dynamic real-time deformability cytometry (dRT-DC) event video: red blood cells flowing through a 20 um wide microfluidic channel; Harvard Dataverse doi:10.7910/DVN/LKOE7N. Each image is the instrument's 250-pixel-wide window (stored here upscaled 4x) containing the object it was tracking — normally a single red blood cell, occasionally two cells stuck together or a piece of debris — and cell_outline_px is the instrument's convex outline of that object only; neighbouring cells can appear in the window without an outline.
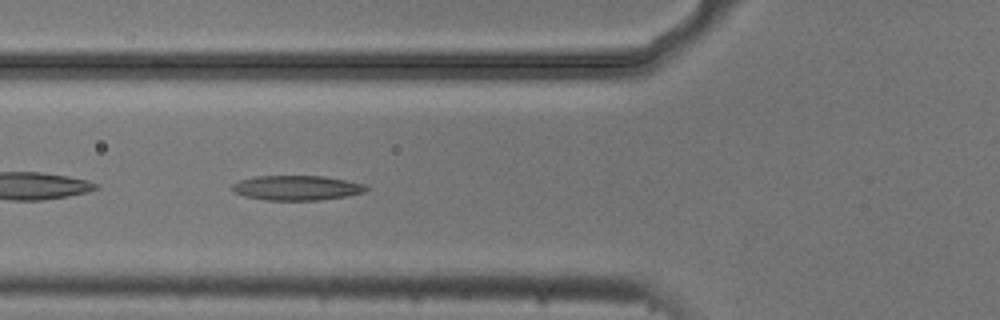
{"species": "common noctule bat (a hibernating species)", "species_latin": "Nyctalus noctula", "temperature_condition": "cold", "stored_images_in_passage": 12, "camera_frame_rate_fps": 3000, "um_per_image_px": 0.085, "animal": {"sex": "male", "body_mass_g": 20.5, "forearm_length_mm": 52.5}, "frame": {"image": 1, "passage_image": 3, "time_ms": 0.667, "image_size_px": [1000, 320], "cell_outline_px": [[368, 188], [364, 192], [348, 196], [320, 200], [264, 200], [244, 196], [236, 192], [232, 188], [232, 184], [240, 180], [256, 176], [324, 176], [364, 184]], "centroid_in_image_um": [25.22, 15.97], "position_along_channel_um": 100.6, "area_um2": 19.25}}
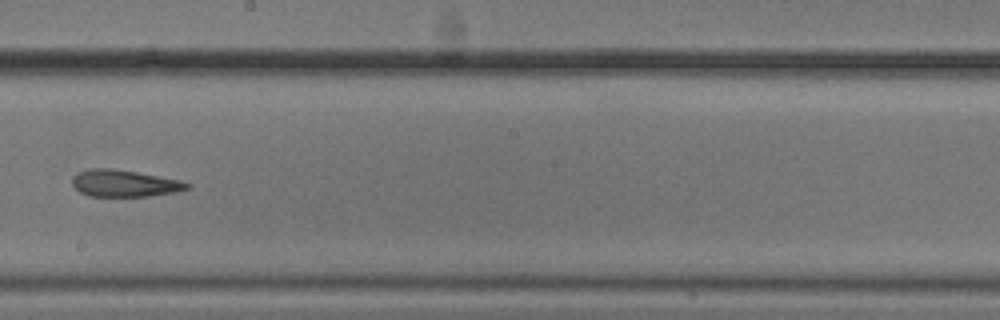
{"frame": {"image": 2, "passage_image": 6, "time_ms": 1.667, "image_size_px": [1000, 320], "cell_outline_px": [[192, 184], [188, 188], [176, 192], [148, 196], [88, 196], [80, 192], [72, 184], [72, 176], [76, 172], [88, 168], [112, 168], [136, 172], [180, 180]], "centroid_in_image_um": [10.53, 15.57], "position_along_channel_um": 237.7, "area_um2": 18.03}}
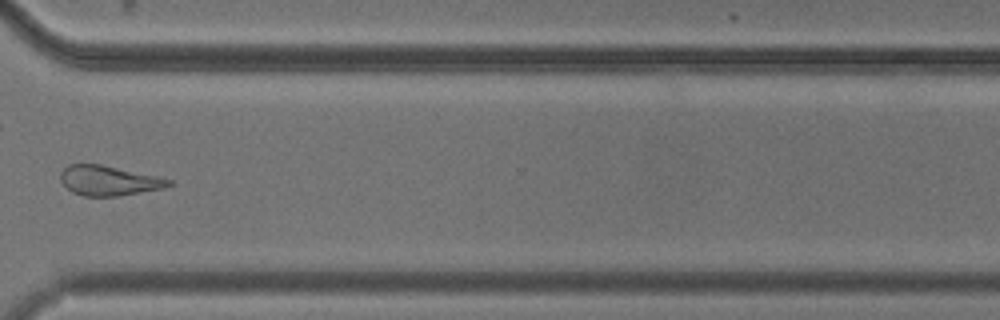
{"frame": {"image": 3, "passage_image": 9, "time_ms": 2.667, "image_size_px": [1000, 320], "cell_outline_px": [[172, 184], [164, 188], [116, 196], [84, 196], [72, 192], [60, 180], [60, 172], [68, 164], [100, 164], [160, 176], [172, 180]], "centroid_in_image_um": [9.25, 15.34], "position_along_channel_um": 361.3, "area_um2": 18.84}}